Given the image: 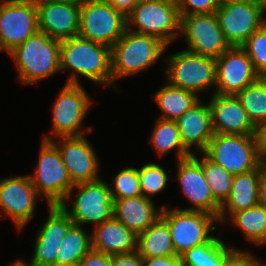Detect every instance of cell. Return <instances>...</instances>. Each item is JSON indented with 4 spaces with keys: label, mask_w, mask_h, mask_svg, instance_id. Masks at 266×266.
<instances>
[{
    "label": "cell",
    "mask_w": 266,
    "mask_h": 266,
    "mask_svg": "<svg viewBox=\"0 0 266 266\" xmlns=\"http://www.w3.org/2000/svg\"><path fill=\"white\" fill-rule=\"evenodd\" d=\"M83 226L73 223L63 237L58 249L56 263L77 265L91 250V234Z\"/></svg>",
    "instance_id": "28"
},
{
    "label": "cell",
    "mask_w": 266,
    "mask_h": 266,
    "mask_svg": "<svg viewBox=\"0 0 266 266\" xmlns=\"http://www.w3.org/2000/svg\"><path fill=\"white\" fill-rule=\"evenodd\" d=\"M179 15L210 14L220 6V0H176Z\"/></svg>",
    "instance_id": "38"
},
{
    "label": "cell",
    "mask_w": 266,
    "mask_h": 266,
    "mask_svg": "<svg viewBox=\"0 0 266 266\" xmlns=\"http://www.w3.org/2000/svg\"><path fill=\"white\" fill-rule=\"evenodd\" d=\"M150 143L160 157L176 149L177 160L191 156L183 146L176 121L158 119L154 124Z\"/></svg>",
    "instance_id": "29"
},
{
    "label": "cell",
    "mask_w": 266,
    "mask_h": 266,
    "mask_svg": "<svg viewBox=\"0 0 266 266\" xmlns=\"http://www.w3.org/2000/svg\"><path fill=\"white\" fill-rule=\"evenodd\" d=\"M266 264L258 261L249 251L232 248L225 256L221 266H264Z\"/></svg>",
    "instance_id": "39"
},
{
    "label": "cell",
    "mask_w": 266,
    "mask_h": 266,
    "mask_svg": "<svg viewBox=\"0 0 266 266\" xmlns=\"http://www.w3.org/2000/svg\"><path fill=\"white\" fill-rule=\"evenodd\" d=\"M91 248L111 256L131 253L137 250V235L113 217L96 225L91 234Z\"/></svg>",
    "instance_id": "22"
},
{
    "label": "cell",
    "mask_w": 266,
    "mask_h": 266,
    "mask_svg": "<svg viewBox=\"0 0 266 266\" xmlns=\"http://www.w3.org/2000/svg\"><path fill=\"white\" fill-rule=\"evenodd\" d=\"M39 32L57 40L79 35L80 7L36 0Z\"/></svg>",
    "instance_id": "19"
},
{
    "label": "cell",
    "mask_w": 266,
    "mask_h": 266,
    "mask_svg": "<svg viewBox=\"0 0 266 266\" xmlns=\"http://www.w3.org/2000/svg\"><path fill=\"white\" fill-rule=\"evenodd\" d=\"M259 204L266 207V167L262 170L258 184Z\"/></svg>",
    "instance_id": "45"
},
{
    "label": "cell",
    "mask_w": 266,
    "mask_h": 266,
    "mask_svg": "<svg viewBox=\"0 0 266 266\" xmlns=\"http://www.w3.org/2000/svg\"><path fill=\"white\" fill-rule=\"evenodd\" d=\"M77 189V195L71 209L66 202ZM113 198L109 184L100 179L75 184L67 193L64 201L59 205L78 225L94 223L95 226L114 217Z\"/></svg>",
    "instance_id": "6"
},
{
    "label": "cell",
    "mask_w": 266,
    "mask_h": 266,
    "mask_svg": "<svg viewBox=\"0 0 266 266\" xmlns=\"http://www.w3.org/2000/svg\"><path fill=\"white\" fill-rule=\"evenodd\" d=\"M201 101L199 99L176 120L181 142L190 154H194L190 149L192 145L203 153L214 136L209 105Z\"/></svg>",
    "instance_id": "21"
},
{
    "label": "cell",
    "mask_w": 266,
    "mask_h": 266,
    "mask_svg": "<svg viewBox=\"0 0 266 266\" xmlns=\"http://www.w3.org/2000/svg\"><path fill=\"white\" fill-rule=\"evenodd\" d=\"M50 266H76V265L57 264V263H55L54 265H50Z\"/></svg>",
    "instance_id": "50"
},
{
    "label": "cell",
    "mask_w": 266,
    "mask_h": 266,
    "mask_svg": "<svg viewBox=\"0 0 266 266\" xmlns=\"http://www.w3.org/2000/svg\"><path fill=\"white\" fill-rule=\"evenodd\" d=\"M236 97L255 126L266 122V78L260 77L239 91Z\"/></svg>",
    "instance_id": "31"
},
{
    "label": "cell",
    "mask_w": 266,
    "mask_h": 266,
    "mask_svg": "<svg viewBox=\"0 0 266 266\" xmlns=\"http://www.w3.org/2000/svg\"><path fill=\"white\" fill-rule=\"evenodd\" d=\"M113 186L109 185V190L113 201L138 197L141 194L138 169L135 167H127L117 173L114 178Z\"/></svg>",
    "instance_id": "35"
},
{
    "label": "cell",
    "mask_w": 266,
    "mask_h": 266,
    "mask_svg": "<svg viewBox=\"0 0 266 266\" xmlns=\"http://www.w3.org/2000/svg\"><path fill=\"white\" fill-rule=\"evenodd\" d=\"M212 95L208 105L214 133L255 135L256 126L249 119L236 95Z\"/></svg>",
    "instance_id": "20"
},
{
    "label": "cell",
    "mask_w": 266,
    "mask_h": 266,
    "mask_svg": "<svg viewBox=\"0 0 266 266\" xmlns=\"http://www.w3.org/2000/svg\"><path fill=\"white\" fill-rule=\"evenodd\" d=\"M117 11L127 17L140 0H107Z\"/></svg>",
    "instance_id": "44"
},
{
    "label": "cell",
    "mask_w": 266,
    "mask_h": 266,
    "mask_svg": "<svg viewBox=\"0 0 266 266\" xmlns=\"http://www.w3.org/2000/svg\"><path fill=\"white\" fill-rule=\"evenodd\" d=\"M266 163H262L257 169L239 175H234L232 189L228 199L221 205L218 222H226V214L230 216L237 211L246 210L258 204V184L262 170Z\"/></svg>",
    "instance_id": "24"
},
{
    "label": "cell",
    "mask_w": 266,
    "mask_h": 266,
    "mask_svg": "<svg viewBox=\"0 0 266 266\" xmlns=\"http://www.w3.org/2000/svg\"><path fill=\"white\" fill-rule=\"evenodd\" d=\"M201 166L214 199L222 205L228 199L234 175L208 159L204 154L201 159Z\"/></svg>",
    "instance_id": "32"
},
{
    "label": "cell",
    "mask_w": 266,
    "mask_h": 266,
    "mask_svg": "<svg viewBox=\"0 0 266 266\" xmlns=\"http://www.w3.org/2000/svg\"><path fill=\"white\" fill-rule=\"evenodd\" d=\"M248 54L254 70L266 78V23L241 46Z\"/></svg>",
    "instance_id": "36"
},
{
    "label": "cell",
    "mask_w": 266,
    "mask_h": 266,
    "mask_svg": "<svg viewBox=\"0 0 266 266\" xmlns=\"http://www.w3.org/2000/svg\"><path fill=\"white\" fill-rule=\"evenodd\" d=\"M38 198L28 175L0 180V209L12 219L18 232L34 217Z\"/></svg>",
    "instance_id": "17"
},
{
    "label": "cell",
    "mask_w": 266,
    "mask_h": 266,
    "mask_svg": "<svg viewBox=\"0 0 266 266\" xmlns=\"http://www.w3.org/2000/svg\"><path fill=\"white\" fill-rule=\"evenodd\" d=\"M126 18L127 29L154 36L167 46L180 34L176 0H140Z\"/></svg>",
    "instance_id": "4"
},
{
    "label": "cell",
    "mask_w": 266,
    "mask_h": 266,
    "mask_svg": "<svg viewBox=\"0 0 266 266\" xmlns=\"http://www.w3.org/2000/svg\"><path fill=\"white\" fill-rule=\"evenodd\" d=\"M156 104L163 114V120L176 121L200 98L192 91L176 88L168 83L154 94Z\"/></svg>",
    "instance_id": "26"
},
{
    "label": "cell",
    "mask_w": 266,
    "mask_h": 266,
    "mask_svg": "<svg viewBox=\"0 0 266 266\" xmlns=\"http://www.w3.org/2000/svg\"><path fill=\"white\" fill-rule=\"evenodd\" d=\"M180 33L187 49L202 56L217 59L231 46L224 37L214 13L180 15Z\"/></svg>",
    "instance_id": "13"
},
{
    "label": "cell",
    "mask_w": 266,
    "mask_h": 266,
    "mask_svg": "<svg viewBox=\"0 0 266 266\" xmlns=\"http://www.w3.org/2000/svg\"><path fill=\"white\" fill-rule=\"evenodd\" d=\"M216 60V90L218 95H236L255 83L260 76L241 46H231Z\"/></svg>",
    "instance_id": "15"
},
{
    "label": "cell",
    "mask_w": 266,
    "mask_h": 266,
    "mask_svg": "<svg viewBox=\"0 0 266 266\" xmlns=\"http://www.w3.org/2000/svg\"><path fill=\"white\" fill-rule=\"evenodd\" d=\"M110 47L74 36L61 41L60 72L73 70L66 83L81 84L79 74L88 80L112 85Z\"/></svg>",
    "instance_id": "1"
},
{
    "label": "cell",
    "mask_w": 266,
    "mask_h": 266,
    "mask_svg": "<svg viewBox=\"0 0 266 266\" xmlns=\"http://www.w3.org/2000/svg\"><path fill=\"white\" fill-rule=\"evenodd\" d=\"M202 154L233 175L251 172L263 163L255 135L214 133Z\"/></svg>",
    "instance_id": "5"
},
{
    "label": "cell",
    "mask_w": 266,
    "mask_h": 266,
    "mask_svg": "<svg viewBox=\"0 0 266 266\" xmlns=\"http://www.w3.org/2000/svg\"><path fill=\"white\" fill-rule=\"evenodd\" d=\"M143 266H183L181 256L143 258Z\"/></svg>",
    "instance_id": "42"
},
{
    "label": "cell",
    "mask_w": 266,
    "mask_h": 266,
    "mask_svg": "<svg viewBox=\"0 0 266 266\" xmlns=\"http://www.w3.org/2000/svg\"><path fill=\"white\" fill-rule=\"evenodd\" d=\"M255 138L260 160L263 163H266V122L260 123L256 126Z\"/></svg>",
    "instance_id": "43"
},
{
    "label": "cell",
    "mask_w": 266,
    "mask_h": 266,
    "mask_svg": "<svg viewBox=\"0 0 266 266\" xmlns=\"http://www.w3.org/2000/svg\"><path fill=\"white\" fill-rule=\"evenodd\" d=\"M168 47L160 39L126 29L110 48L113 88L117 79L135 75L157 62Z\"/></svg>",
    "instance_id": "3"
},
{
    "label": "cell",
    "mask_w": 266,
    "mask_h": 266,
    "mask_svg": "<svg viewBox=\"0 0 266 266\" xmlns=\"http://www.w3.org/2000/svg\"><path fill=\"white\" fill-rule=\"evenodd\" d=\"M138 176L141 194L149 199L163 191L169 179L164 167L156 163L144 164L138 169Z\"/></svg>",
    "instance_id": "34"
},
{
    "label": "cell",
    "mask_w": 266,
    "mask_h": 266,
    "mask_svg": "<svg viewBox=\"0 0 266 266\" xmlns=\"http://www.w3.org/2000/svg\"><path fill=\"white\" fill-rule=\"evenodd\" d=\"M76 266H111V255L91 250Z\"/></svg>",
    "instance_id": "41"
},
{
    "label": "cell",
    "mask_w": 266,
    "mask_h": 266,
    "mask_svg": "<svg viewBox=\"0 0 266 266\" xmlns=\"http://www.w3.org/2000/svg\"><path fill=\"white\" fill-rule=\"evenodd\" d=\"M55 3L71 4L77 7H81L87 0H45Z\"/></svg>",
    "instance_id": "46"
},
{
    "label": "cell",
    "mask_w": 266,
    "mask_h": 266,
    "mask_svg": "<svg viewBox=\"0 0 266 266\" xmlns=\"http://www.w3.org/2000/svg\"><path fill=\"white\" fill-rule=\"evenodd\" d=\"M52 108V133L56 137L83 136L81 125L92 98L81 84L66 83Z\"/></svg>",
    "instance_id": "14"
},
{
    "label": "cell",
    "mask_w": 266,
    "mask_h": 266,
    "mask_svg": "<svg viewBox=\"0 0 266 266\" xmlns=\"http://www.w3.org/2000/svg\"><path fill=\"white\" fill-rule=\"evenodd\" d=\"M259 2H260V5L263 9L264 14H265V12H266V0H259Z\"/></svg>",
    "instance_id": "48"
},
{
    "label": "cell",
    "mask_w": 266,
    "mask_h": 266,
    "mask_svg": "<svg viewBox=\"0 0 266 266\" xmlns=\"http://www.w3.org/2000/svg\"><path fill=\"white\" fill-rule=\"evenodd\" d=\"M39 196L48 206L60 205L74 186L62 161L61 154L51 140H42L39 160L33 175H28Z\"/></svg>",
    "instance_id": "7"
},
{
    "label": "cell",
    "mask_w": 266,
    "mask_h": 266,
    "mask_svg": "<svg viewBox=\"0 0 266 266\" xmlns=\"http://www.w3.org/2000/svg\"><path fill=\"white\" fill-rule=\"evenodd\" d=\"M38 31L36 0L0 1V52H11Z\"/></svg>",
    "instance_id": "11"
},
{
    "label": "cell",
    "mask_w": 266,
    "mask_h": 266,
    "mask_svg": "<svg viewBox=\"0 0 266 266\" xmlns=\"http://www.w3.org/2000/svg\"><path fill=\"white\" fill-rule=\"evenodd\" d=\"M161 218L168 224L176 255L181 256L187 250L207 243L216 229L218 219L206 212L169 209L163 206ZM210 234V235H209Z\"/></svg>",
    "instance_id": "8"
},
{
    "label": "cell",
    "mask_w": 266,
    "mask_h": 266,
    "mask_svg": "<svg viewBox=\"0 0 266 266\" xmlns=\"http://www.w3.org/2000/svg\"><path fill=\"white\" fill-rule=\"evenodd\" d=\"M111 266H143V257L137 251L112 255Z\"/></svg>",
    "instance_id": "40"
},
{
    "label": "cell",
    "mask_w": 266,
    "mask_h": 266,
    "mask_svg": "<svg viewBox=\"0 0 266 266\" xmlns=\"http://www.w3.org/2000/svg\"><path fill=\"white\" fill-rule=\"evenodd\" d=\"M235 1H259V0H220L221 3L235 2Z\"/></svg>",
    "instance_id": "49"
},
{
    "label": "cell",
    "mask_w": 266,
    "mask_h": 266,
    "mask_svg": "<svg viewBox=\"0 0 266 266\" xmlns=\"http://www.w3.org/2000/svg\"><path fill=\"white\" fill-rule=\"evenodd\" d=\"M60 44V40L38 31L9 52L20 82L34 84L60 72Z\"/></svg>",
    "instance_id": "2"
},
{
    "label": "cell",
    "mask_w": 266,
    "mask_h": 266,
    "mask_svg": "<svg viewBox=\"0 0 266 266\" xmlns=\"http://www.w3.org/2000/svg\"><path fill=\"white\" fill-rule=\"evenodd\" d=\"M126 29L127 18L107 0H87L80 7V37L111 48Z\"/></svg>",
    "instance_id": "10"
},
{
    "label": "cell",
    "mask_w": 266,
    "mask_h": 266,
    "mask_svg": "<svg viewBox=\"0 0 266 266\" xmlns=\"http://www.w3.org/2000/svg\"><path fill=\"white\" fill-rule=\"evenodd\" d=\"M9 266H33V265L19 259L15 261L14 263H11Z\"/></svg>",
    "instance_id": "47"
},
{
    "label": "cell",
    "mask_w": 266,
    "mask_h": 266,
    "mask_svg": "<svg viewBox=\"0 0 266 266\" xmlns=\"http://www.w3.org/2000/svg\"><path fill=\"white\" fill-rule=\"evenodd\" d=\"M231 249L220 238L213 236L207 243L183 253V266H221Z\"/></svg>",
    "instance_id": "30"
},
{
    "label": "cell",
    "mask_w": 266,
    "mask_h": 266,
    "mask_svg": "<svg viewBox=\"0 0 266 266\" xmlns=\"http://www.w3.org/2000/svg\"><path fill=\"white\" fill-rule=\"evenodd\" d=\"M215 14L230 46H242L266 23V16L259 1L221 3Z\"/></svg>",
    "instance_id": "12"
},
{
    "label": "cell",
    "mask_w": 266,
    "mask_h": 266,
    "mask_svg": "<svg viewBox=\"0 0 266 266\" xmlns=\"http://www.w3.org/2000/svg\"><path fill=\"white\" fill-rule=\"evenodd\" d=\"M177 179L181 186L182 194L193 206L184 210L202 211L215 216L221 210V205L214 199L201 166V159L195 154L177 160Z\"/></svg>",
    "instance_id": "16"
},
{
    "label": "cell",
    "mask_w": 266,
    "mask_h": 266,
    "mask_svg": "<svg viewBox=\"0 0 266 266\" xmlns=\"http://www.w3.org/2000/svg\"><path fill=\"white\" fill-rule=\"evenodd\" d=\"M154 205L152 199L142 195L115 200L113 204L114 218L138 235L161 217L163 206L156 209Z\"/></svg>",
    "instance_id": "23"
},
{
    "label": "cell",
    "mask_w": 266,
    "mask_h": 266,
    "mask_svg": "<svg viewBox=\"0 0 266 266\" xmlns=\"http://www.w3.org/2000/svg\"><path fill=\"white\" fill-rule=\"evenodd\" d=\"M166 79L173 87L192 91L196 95L216 86V60L182 50L167 57ZM212 85V86H211Z\"/></svg>",
    "instance_id": "9"
},
{
    "label": "cell",
    "mask_w": 266,
    "mask_h": 266,
    "mask_svg": "<svg viewBox=\"0 0 266 266\" xmlns=\"http://www.w3.org/2000/svg\"><path fill=\"white\" fill-rule=\"evenodd\" d=\"M60 243L35 241L33 256L29 264L33 266H50L56 263Z\"/></svg>",
    "instance_id": "37"
},
{
    "label": "cell",
    "mask_w": 266,
    "mask_h": 266,
    "mask_svg": "<svg viewBox=\"0 0 266 266\" xmlns=\"http://www.w3.org/2000/svg\"><path fill=\"white\" fill-rule=\"evenodd\" d=\"M49 207L47 221L40 227L35 241L61 243L69 227L74 223L71 217L59 206Z\"/></svg>",
    "instance_id": "33"
},
{
    "label": "cell",
    "mask_w": 266,
    "mask_h": 266,
    "mask_svg": "<svg viewBox=\"0 0 266 266\" xmlns=\"http://www.w3.org/2000/svg\"><path fill=\"white\" fill-rule=\"evenodd\" d=\"M143 258L176 255L168 224L160 217L137 235V250Z\"/></svg>",
    "instance_id": "25"
},
{
    "label": "cell",
    "mask_w": 266,
    "mask_h": 266,
    "mask_svg": "<svg viewBox=\"0 0 266 266\" xmlns=\"http://www.w3.org/2000/svg\"><path fill=\"white\" fill-rule=\"evenodd\" d=\"M60 138L57 143L50 136L43 137L58 148L72 183L75 185L100 179L98 157L85 135Z\"/></svg>",
    "instance_id": "18"
},
{
    "label": "cell",
    "mask_w": 266,
    "mask_h": 266,
    "mask_svg": "<svg viewBox=\"0 0 266 266\" xmlns=\"http://www.w3.org/2000/svg\"><path fill=\"white\" fill-rule=\"evenodd\" d=\"M233 224L239 228L247 241L255 245L266 243V207L256 204L253 207L234 212L231 216Z\"/></svg>",
    "instance_id": "27"
}]
</instances>
